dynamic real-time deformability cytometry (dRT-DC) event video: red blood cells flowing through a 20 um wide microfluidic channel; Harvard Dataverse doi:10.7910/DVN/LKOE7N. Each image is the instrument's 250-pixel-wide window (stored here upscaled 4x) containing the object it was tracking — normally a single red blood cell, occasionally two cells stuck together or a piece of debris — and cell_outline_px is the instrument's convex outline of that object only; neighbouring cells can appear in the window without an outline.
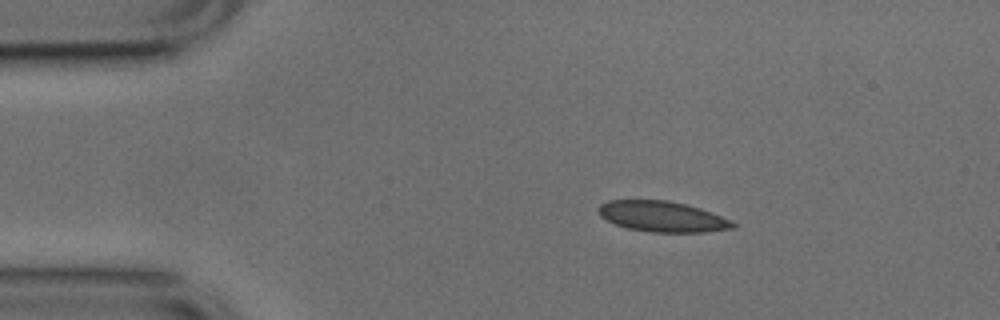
{"species": "common noctule bat (a hibernating species)", "species_latin": "Nyctalus noctula", "temperature_condition": "cold", "stored_images_in_passage": 3, "camera_frame_rate_fps": 3000, "um_per_image_px": 0.085, "animal": {"sex": "male", "body_mass_g": 17.9, "forearm_length_mm": 54.2}, "frame": {"image": 1, "passage_image": 1, "time_ms": 0.0, "image_size_px": [1000, 320], "cell_outline_px": [[736, 228], [704, 232], [652, 232], [628, 228], [616, 224], [600, 216], [596, 208], [600, 204], [608, 200], [668, 200], [700, 208], [712, 212], [732, 220], [736, 224]], "centroid_in_image_um": [56.31, 18.4], "position_along_channel_um": 28.7, "area_um2": 24.04}}